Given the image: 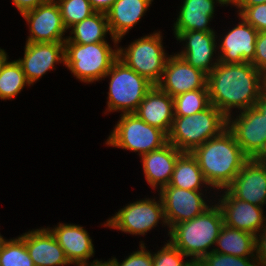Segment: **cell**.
I'll return each mask as SVG.
<instances>
[{
  "instance_id": "cell-43",
  "label": "cell",
  "mask_w": 266,
  "mask_h": 266,
  "mask_svg": "<svg viewBox=\"0 0 266 266\" xmlns=\"http://www.w3.org/2000/svg\"><path fill=\"white\" fill-rule=\"evenodd\" d=\"M7 59H8L7 53L5 52L4 49L0 48V69Z\"/></svg>"
},
{
  "instance_id": "cell-37",
  "label": "cell",
  "mask_w": 266,
  "mask_h": 266,
  "mask_svg": "<svg viewBox=\"0 0 266 266\" xmlns=\"http://www.w3.org/2000/svg\"><path fill=\"white\" fill-rule=\"evenodd\" d=\"M255 257L259 266H266V227L256 236Z\"/></svg>"
},
{
  "instance_id": "cell-18",
  "label": "cell",
  "mask_w": 266,
  "mask_h": 266,
  "mask_svg": "<svg viewBox=\"0 0 266 266\" xmlns=\"http://www.w3.org/2000/svg\"><path fill=\"white\" fill-rule=\"evenodd\" d=\"M30 85L49 70H55V64L65 62L64 42L32 43L26 42L24 57L17 59Z\"/></svg>"
},
{
  "instance_id": "cell-34",
  "label": "cell",
  "mask_w": 266,
  "mask_h": 266,
  "mask_svg": "<svg viewBox=\"0 0 266 266\" xmlns=\"http://www.w3.org/2000/svg\"><path fill=\"white\" fill-rule=\"evenodd\" d=\"M140 250L132 252L122 263L114 257L103 262V266H153L152 253L146 250L143 241L140 243Z\"/></svg>"
},
{
  "instance_id": "cell-13",
  "label": "cell",
  "mask_w": 266,
  "mask_h": 266,
  "mask_svg": "<svg viewBox=\"0 0 266 266\" xmlns=\"http://www.w3.org/2000/svg\"><path fill=\"white\" fill-rule=\"evenodd\" d=\"M226 189L239 200L263 207L266 204V159L249 158Z\"/></svg>"
},
{
  "instance_id": "cell-24",
  "label": "cell",
  "mask_w": 266,
  "mask_h": 266,
  "mask_svg": "<svg viewBox=\"0 0 266 266\" xmlns=\"http://www.w3.org/2000/svg\"><path fill=\"white\" fill-rule=\"evenodd\" d=\"M215 1L221 5H229V0H184L173 31L215 32L209 23L215 12Z\"/></svg>"
},
{
  "instance_id": "cell-30",
  "label": "cell",
  "mask_w": 266,
  "mask_h": 266,
  "mask_svg": "<svg viewBox=\"0 0 266 266\" xmlns=\"http://www.w3.org/2000/svg\"><path fill=\"white\" fill-rule=\"evenodd\" d=\"M174 116H188L201 112L210 105L208 88H201L173 97Z\"/></svg>"
},
{
  "instance_id": "cell-8",
  "label": "cell",
  "mask_w": 266,
  "mask_h": 266,
  "mask_svg": "<svg viewBox=\"0 0 266 266\" xmlns=\"http://www.w3.org/2000/svg\"><path fill=\"white\" fill-rule=\"evenodd\" d=\"M106 143L108 146L138 152V155L159 149L167 143V135L134 113L120 114Z\"/></svg>"
},
{
  "instance_id": "cell-42",
  "label": "cell",
  "mask_w": 266,
  "mask_h": 266,
  "mask_svg": "<svg viewBox=\"0 0 266 266\" xmlns=\"http://www.w3.org/2000/svg\"><path fill=\"white\" fill-rule=\"evenodd\" d=\"M261 94L266 97V70L261 72Z\"/></svg>"
},
{
  "instance_id": "cell-28",
  "label": "cell",
  "mask_w": 266,
  "mask_h": 266,
  "mask_svg": "<svg viewBox=\"0 0 266 266\" xmlns=\"http://www.w3.org/2000/svg\"><path fill=\"white\" fill-rule=\"evenodd\" d=\"M24 86H30L25 74L17 62L5 61L0 69V99H13L24 88Z\"/></svg>"
},
{
  "instance_id": "cell-41",
  "label": "cell",
  "mask_w": 266,
  "mask_h": 266,
  "mask_svg": "<svg viewBox=\"0 0 266 266\" xmlns=\"http://www.w3.org/2000/svg\"><path fill=\"white\" fill-rule=\"evenodd\" d=\"M266 117V97L261 94L260 98L254 105Z\"/></svg>"
},
{
  "instance_id": "cell-35",
  "label": "cell",
  "mask_w": 266,
  "mask_h": 266,
  "mask_svg": "<svg viewBox=\"0 0 266 266\" xmlns=\"http://www.w3.org/2000/svg\"><path fill=\"white\" fill-rule=\"evenodd\" d=\"M238 15L258 32L266 31V3L248 6Z\"/></svg>"
},
{
  "instance_id": "cell-3",
  "label": "cell",
  "mask_w": 266,
  "mask_h": 266,
  "mask_svg": "<svg viewBox=\"0 0 266 266\" xmlns=\"http://www.w3.org/2000/svg\"><path fill=\"white\" fill-rule=\"evenodd\" d=\"M224 225L220 207L215 203L191 220L173 225L168 230L170 242L191 260H201L218 238Z\"/></svg>"
},
{
  "instance_id": "cell-32",
  "label": "cell",
  "mask_w": 266,
  "mask_h": 266,
  "mask_svg": "<svg viewBox=\"0 0 266 266\" xmlns=\"http://www.w3.org/2000/svg\"><path fill=\"white\" fill-rule=\"evenodd\" d=\"M186 257L168 240L159 251L152 254L153 266H187L190 260L184 261Z\"/></svg>"
},
{
  "instance_id": "cell-31",
  "label": "cell",
  "mask_w": 266,
  "mask_h": 266,
  "mask_svg": "<svg viewBox=\"0 0 266 266\" xmlns=\"http://www.w3.org/2000/svg\"><path fill=\"white\" fill-rule=\"evenodd\" d=\"M67 30L95 13L89 0H56Z\"/></svg>"
},
{
  "instance_id": "cell-15",
  "label": "cell",
  "mask_w": 266,
  "mask_h": 266,
  "mask_svg": "<svg viewBox=\"0 0 266 266\" xmlns=\"http://www.w3.org/2000/svg\"><path fill=\"white\" fill-rule=\"evenodd\" d=\"M177 41L184 42L185 47L181 52L176 53L187 63L207 75L217 66L219 58H214L217 47V35L215 32L204 31H174ZM214 60V61H213Z\"/></svg>"
},
{
  "instance_id": "cell-17",
  "label": "cell",
  "mask_w": 266,
  "mask_h": 266,
  "mask_svg": "<svg viewBox=\"0 0 266 266\" xmlns=\"http://www.w3.org/2000/svg\"><path fill=\"white\" fill-rule=\"evenodd\" d=\"M48 229L54 235L58 244L70 262L76 266H103V261H87L94 256V245L92 239L84 227L75 224L59 223L54 228Z\"/></svg>"
},
{
  "instance_id": "cell-38",
  "label": "cell",
  "mask_w": 266,
  "mask_h": 266,
  "mask_svg": "<svg viewBox=\"0 0 266 266\" xmlns=\"http://www.w3.org/2000/svg\"><path fill=\"white\" fill-rule=\"evenodd\" d=\"M17 10L22 15L26 11L35 9L46 0H12Z\"/></svg>"
},
{
  "instance_id": "cell-26",
  "label": "cell",
  "mask_w": 266,
  "mask_h": 266,
  "mask_svg": "<svg viewBox=\"0 0 266 266\" xmlns=\"http://www.w3.org/2000/svg\"><path fill=\"white\" fill-rule=\"evenodd\" d=\"M71 35L66 37L65 42L77 44H92L107 42L106 34L111 35L107 15L102 12H95L90 17L83 19L71 26Z\"/></svg>"
},
{
  "instance_id": "cell-11",
  "label": "cell",
  "mask_w": 266,
  "mask_h": 266,
  "mask_svg": "<svg viewBox=\"0 0 266 266\" xmlns=\"http://www.w3.org/2000/svg\"><path fill=\"white\" fill-rule=\"evenodd\" d=\"M29 27L26 42L53 43L65 42L67 31L56 0H46L35 9L22 14Z\"/></svg>"
},
{
  "instance_id": "cell-44",
  "label": "cell",
  "mask_w": 266,
  "mask_h": 266,
  "mask_svg": "<svg viewBox=\"0 0 266 266\" xmlns=\"http://www.w3.org/2000/svg\"><path fill=\"white\" fill-rule=\"evenodd\" d=\"M187 266H206V265L202 262V260H199V259L198 260H191L190 259V262Z\"/></svg>"
},
{
  "instance_id": "cell-40",
  "label": "cell",
  "mask_w": 266,
  "mask_h": 266,
  "mask_svg": "<svg viewBox=\"0 0 266 266\" xmlns=\"http://www.w3.org/2000/svg\"><path fill=\"white\" fill-rule=\"evenodd\" d=\"M262 3H266V0H229V4H232L238 9V14H240L248 6H254Z\"/></svg>"
},
{
  "instance_id": "cell-7",
  "label": "cell",
  "mask_w": 266,
  "mask_h": 266,
  "mask_svg": "<svg viewBox=\"0 0 266 266\" xmlns=\"http://www.w3.org/2000/svg\"><path fill=\"white\" fill-rule=\"evenodd\" d=\"M161 32L136 39L128 47H118V58L153 85H157L163 75L170 55L165 52ZM167 56V57H166Z\"/></svg>"
},
{
  "instance_id": "cell-20",
  "label": "cell",
  "mask_w": 266,
  "mask_h": 266,
  "mask_svg": "<svg viewBox=\"0 0 266 266\" xmlns=\"http://www.w3.org/2000/svg\"><path fill=\"white\" fill-rule=\"evenodd\" d=\"M21 237L25 241L35 266H65L70 264L64 250L48 228L33 229L23 233Z\"/></svg>"
},
{
  "instance_id": "cell-14",
  "label": "cell",
  "mask_w": 266,
  "mask_h": 266,
  "mask_svg": "<svg viewBox=\"0 0 266 266\" xmlns=\"http://www.w3.org/2000/svg\"><path fill=\"white\" fill-rule=\"evenodd\" d=\"M157 86L173 98L188 91L208 88L207 74L173 54L169 56Z\"/></svg>"
},
{
  "instance_id": "cell-22",
  "label": "cell",
  "mask_w": 266,
  "mask_h": 266,
  "mask_svg": "<svg viewBox=\"0 0 266 266\" xmlns=\"http://www.w3.org/2000/svg\"><path fill=\"white\" fill-rule=\"evenodd\" d=\"M182 153V151L167 142L161 148L140 156L142 157L145 180L150 187L161 189L169 184L175 164Z\"/></svg>"
},
{
  "instance_id": "cell-1",
  "label": "cell",
  "mask_w": 266,
  "mask_h": 266,
  "mask_svg": "<svg viewBox=\"0 0 266 266\" xmlns=\"http://www.w3.org/2000/svg\"><path fill=\"white\" fill-rule=\"evenodd\" d=\"M210 104L226 117L232 108L246 110L261 96V72L250 62L222 63L207 75Z\"/></svg>"
},
{
  "instance_id": "cell-33",
  "label": "cell",
  "mask_w": 266,
  "mask_h": 266,
  "mask_svg": "<svg viewBox=\"0 0 266 266\" xmlns=\"http://www.w3.org/2000/svg\"><path fill=\"white\" fill-rule=\"evenodd\" d=\"M201 260L206 266H259L256 257H238L213 251Z\"/></svg>"
},
{
  "instance_id": "cell-2",
  "label": "cell",
  "mask_w": 266,
  "mask_h": 266,
  "mask_svg": "<svg viewBox=\"0 0 266 266\" xmlns=\"http://www.w3.org/2000/svg\"><path fill=\"white\" fill-rule=\"evenodd\" d=\"M191 154L210 188L216 190L226 189L249 159L228 129L194 148Z\"/></svg>"
},
{
  "instance_id": "cell-27",
  "label": "cell",
  "mask_w": 266,
  "mask_h": 266,
  "mask_svg": "<svg viewBox=\"0 0 266 266\" xmlns=\"http://www.w3.org/2000/svg\"><path fill=\"white\" fill-rule=\"evenodd\" d=\"M168 185L193 191H202L203 185L210 187L191 152L179 156Z\"/></svg>"
},
{
  "instance_id": "cell-10",
  "label": "cell",
  "mask_w": 266,
  "mask_h": 266,
  "mask_svg": "<svg viewBox=\"0 0 266 266\" xmlns=\"http://www.w3.org/2000/svg\"><path fill=\"white\" fill-rule=\"evenodd\" d=\"M159 220L167 226L160 195L158 201L145 198L126 205L109 218L104 226L132 235H145L157 226Z\"/></svg>"
},
{
  "instance_id": "cell-5",
  "label": "cell",
  "mask_w": 266,
  "mask_h": 266,
  "mask_svg": "<svg viewBox=\"0 0 266 266\" xmlns=\"http://www.w3.org/2000/svg\"><path fill=\"white\" fill-rule=\"evenodd\" d=\"M116 49V50H115ZM109 42L77 44L64 42V66L84 83L103 80L113 62L118 58V48Z\"/></svg>"
},
{
  "instance_id": "cell-12",
  "label": "cell",
  "mask_w": 266,
  "mask_h": 266,
  "mask_svg": "<svg viewBox=\"0 0 266 266\" xmlns=\"http://www.w3.org/2000/svg\"><path fill=\"white\" fill-rule=\"evenodd\" d=\"M158 191L169 229L175 224L193 219L210 207L203 199L205 197L202 191L186 190L171 185H166Z\"/></svg>"
},
{
  "instance_id": "cell-16",
  "label": "cell",
  "mask_w": 266,
  "mask_h": 266,
  "mask_svg": "<svg viewBox=\"0 0 266 266\" xmlns=\"http://www.w3.org/2000/svg\"><path fill=\"white\" fill-rule=\"evenodd\" d=\"M222 192L217 205L221 209L224 224L257 236L262 228L266 227V217L262 207L239 200L227 189H223Z\"/></svg>"
},
{
  "instance_id": "cell-39",
  "label": "cell",
  "mask_w": 266,
  "mask_h": 266,
  "mask_svg": "<svg viewBox=\"0 0 266 266\" xmlns=\"http://www.w3.org/2000/svg\"><path fill=\"white\" fill-rule=\"evenodd\" d=\"M116 0H89L95 12L107 13Z\"/></svg>"
},
{
  "instance_id": "cell-36",
  "label": "cell",
  "mask_w": 266,
  "mask_h": 266,
  "mask_svg": "<svg viewBox=\"0 0 266 266\" xmlns=\"http://www.w3.org/2000/svg\"><path fill=\"white\" fill-rule=\"evenodd\" d=\"M251 64L260 72L266 70V31H261L257 34L255 57Z\"/></svg>"
},
{
  "instance_id": "cell-9",
  "label": "cell",
  "mask_w": 266,
  "mask_h": 266,
  "mask_svg": "<svg viewBox=\"0 0 266 266\" xmlns=\"http://www.w3.org/2000/svg\"><path fill=\"white\" fill-rule=\"evenodd\" d=\"M227 129L248 158L266 159V117L255 106L227 117Z\"/></svg>"
},
{
  "instance_id": "cell-4",
  "label": "cell",
  "mask_w": 266,
  "mask_h": 266,
  "mask_svg": "<svg viewBox=\"0 0 266 266\" xmlns=\"http://www.w3.org/2000/svg\"><path fill=\"white\" fill-rule=\"evenodd\" d=\"M227 129V117L210 104L201 112L188 116H175L167 142L182 152H191L207 140Z\"/></svg>"
},
{
  "instance_id": "cell-23",
  "label": "cell",
  "mask_w": 266,
  "mask_h": 266,
  "mask_svg": "<svg viewBox=\"0 0 266 266\" xmlns=\"http://www.w3.org/2000/svg\"><path fill=\"white\" fill-rule=\"evenodd\" d=\"M153 0H116L106 13L114 48L140 21Z\"/></svg>"
},
{
  "instance_id": "cell-21",
  "label": "cell",
  "mask_w": 266,
  "mask_h": 266,
  "mask_svg": "<svg viewBox=\"0 0 266 266\" xmlns=\"http://www.w3.org/2000/svg\"><path fill=\"white\" fill-rule=\"evenodd\" d=\"M134 114L168 135L175 117L173 98L154 85L147 92Z\"/></svg>"
},
{
  "instance_id": "cell-25",
  "label": "cell",
  "mask_w": 266,
  "mask_h": 266,
  "mask_svg": "<svg viewBox=\"0 0 266 266\" xmlns=\"http://www.w3.org/2000/svg\"><path fill=\"white\" fill-rule=\"evenodd\" d=\"M211 251L238 257H255L256 236L250 232L223 225ZM219 246V247H218Z\"/></svg>"
},
{
  "instance_id": "cell-19",
  "label": "cell",
  "mask_w": 266,
  "mask_h": 266,
  "mask_svg": "<svg viewBox=\"0 0 266 266\" xmlns=\"http://www.w3.org/2000/svg\"><path fill=\"white\" fill-rule=\"evenodd\" d=\"M240 22L220 38L219 62L222 63H243L252 62L255 57V44L258 31L248 24L242 16Z\"/></svg>"
},
{
  "instance_id": "cell-29",
  "label": "cell",
  "mask_w": 266,
  "mask_h": 266,
  "mask_svg": "<svg viewBox=\"0 0 266 266\" xmlns=\"http://www.w3.org/2000/svg\"><path fill=\"white\" fill-rule=\"evenodd\" d=\"M0 265L35 266L21 236L6 240L0 234Z\"/></svg>"
},
{
  "instance_id": "cell-6",
  "label": "cell",
  "mask_w": 266,
  "mask_h": 266,
  "mask_svg": "<svg viewBox=\"0 0 266 266\" xmlns=\"http://www.w3.org/2000/svg\"><path fill=\"white\" fill-rule=\"evenodd\" d=\"M107 76L110 77V82L105 112L134 113L147 92L154 86L119 58L113 62L104 80Z\"/></svg>"
}]
</instances>
